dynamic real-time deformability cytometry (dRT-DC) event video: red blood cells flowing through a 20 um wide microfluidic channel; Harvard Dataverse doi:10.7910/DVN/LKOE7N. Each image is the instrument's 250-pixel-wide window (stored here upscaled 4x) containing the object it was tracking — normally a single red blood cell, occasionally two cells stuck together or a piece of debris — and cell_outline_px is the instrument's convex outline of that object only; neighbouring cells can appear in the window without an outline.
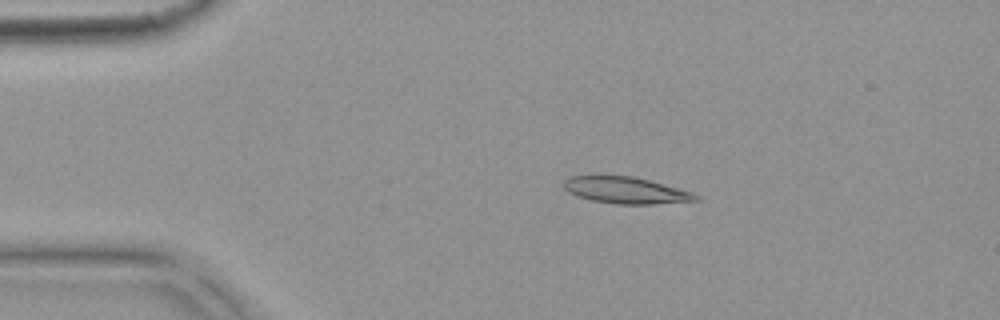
{"species": "common noctule bat (a hibernating species)", "species_latin": "Nyctalus noctula", "temperature_condition": "warm", "stored_images_in_passage": 6, "camera_frame_rate_fps": 3000, "um_per_image_px": 0.085, "animal": {"sex": "female", "body_mass_g": 18.4}, "frame": {"image": 1, "passage_image": 2, "time_ms": 0.333, "image_size_px": [1000, 320], "cell_outline_px": [[700, 200], [652, 204], [616, 204], [592, 200], [576, 196], [568, 192], [564, 188], [564, 180], [568, 176], [632, 176], [648, 180], [692, 192]], "centroid_in_image_um": [53.14, 16.18], "position_along_channel_um": 31.9, "area_um2": 20.17}}
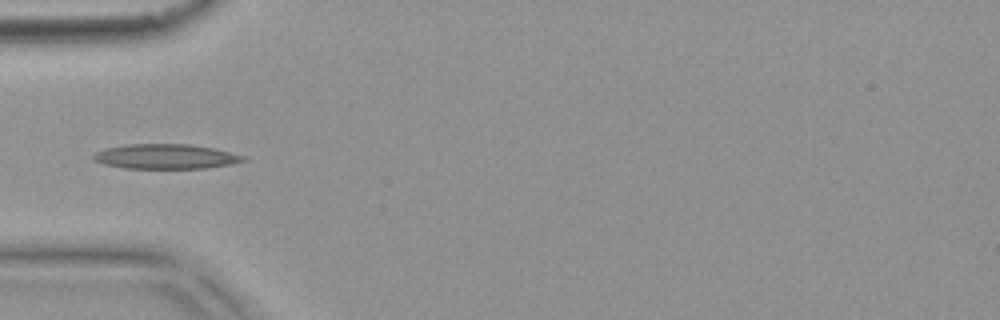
{"frame": {"image": 2, "passage_image": 4, "time_ms": 1.0, "image_size_px": [1000, 320], "cell_outline_px": [[248, 160], [232, 164], [208, 168], [124, 168], [104, 164], [92, 160], [92, 156], [96, 152], [104, 148], [128, 144], [188, 144], [212, 148], [244, 156]], "centroid_in_image_um": [14.05, 13.3], "position_along_channel_um": 70.9, "area_um2": 21.62}}
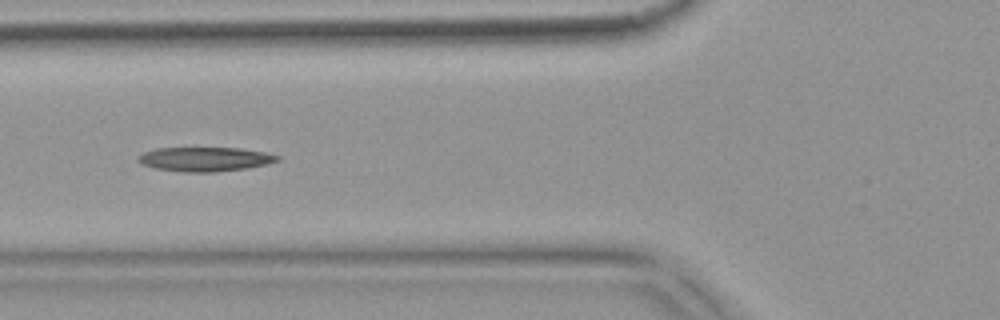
{"frame": {"image": 3, "passage_image": 5, "time_ms": 1.333, "image_size_px": [1000, 320], "cell_outline_px": [[280, 160], [264, 164], [244, 168], [216, 172], [180, 172], [156, 168], [140, 164], [136, 160], [136, 156], [144, 152], [156, 148], [240, 148], [264, 152], [280, 156]], "centroid_in_image_um": [17.35, 13.53], "position_along_channel_um": 108.4, "area_um2": 19.65}}